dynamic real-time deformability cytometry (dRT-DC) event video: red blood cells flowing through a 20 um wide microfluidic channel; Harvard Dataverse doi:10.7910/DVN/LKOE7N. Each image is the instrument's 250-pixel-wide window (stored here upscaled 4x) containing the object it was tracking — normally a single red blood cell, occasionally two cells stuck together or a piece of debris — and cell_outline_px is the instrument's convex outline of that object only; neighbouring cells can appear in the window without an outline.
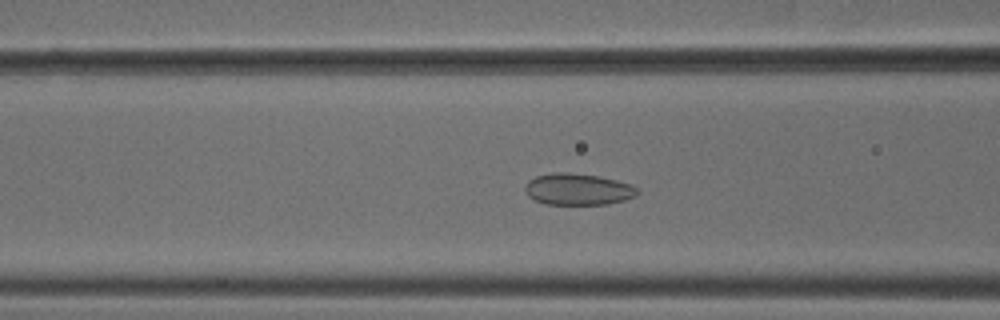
{"species": "common noctule bat (a hibernating species)", "species_latin": "Nyctalus noctula", "temperature_condition": "cold", "stored_images_in_passage": 45, "camera_frame_rate_fps": 3000, "um_per_image_px": 0.085, "animal": {"sex": "male", "body_mass_g": 18.8}, "frame": {"image": 1, "passage_image": 13, "time_ms": 4.0, "image_size_px": [1000, 320], "cell_outline_px": [[640, 192], [636, 196], [624, 200], [608, 204], [544, 204], [528, 196], [524, 192], [524, 188], [528, 180], [536, 176], [552, 172], [568, 172], [600, 176], [632, 184]], "centroid_in_image_um": [49.12, 16.08], "position_along_channel_um": 117.5, "area_um2": 20.87}}
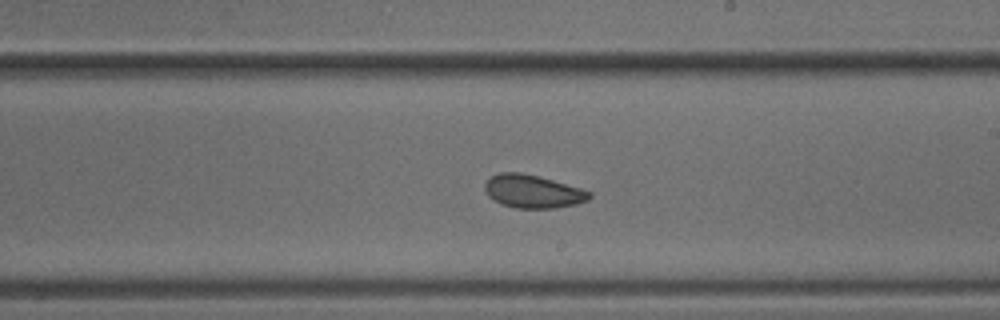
{"frame": {"image": 2, "passage_image": 23, "time_ms": 7.333, "image_size_px": [1000, 320], "cell_outline_px": [[592, 196], [588, 200], [576, 204], [552, 208], [516, 208], [500, 204], [492, 200], [488, 196], [484, 188], [484, 184], [492, 176], [500, 172], [520, 172], [540, 176], [580, 188], [592, 192]], "centroid_in_image_um": [45.27, 16.27], "position_along_channel_um": 243.7, "area_um2": 20.29}}
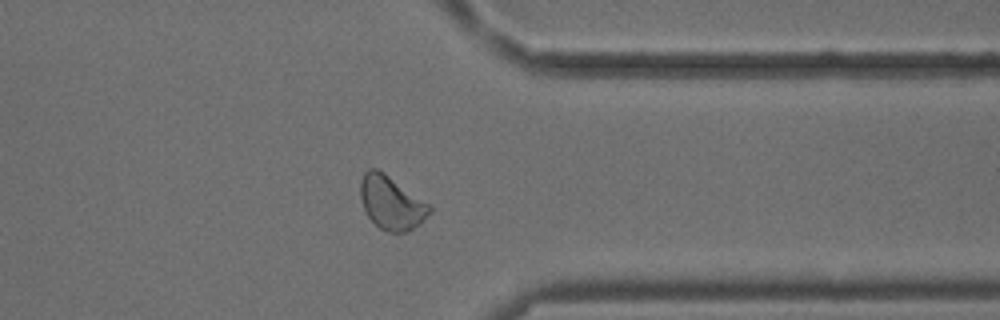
{"frame": {"image": 3, "passage_image": 34, "time_ms": 11.0, "image_size_px": [1000, 320], "cell_outline_px": [[432, 212], [420, 224], [408, 232], [388, 232], [380, 228], [368, 216], [364, 208], [360, 196], [360, 180], [364, 172], [368, 168], [376, 168], [384, 172], [428, 204], [432, 208]], "centroid_in_image_um": [33.25, 17.23], "position_along_channel_um": 378.1, "area_um2": 21.44}, "authors_computed_cell_mechanics": {"area_um2": 20.8658, "velocity_mm_per_s": 3.7813, "shape_relaxation_time_tau1_ms": 9.0189, "shape_relaxation_time_tau2_ms": 1.532, "deformation_change_tau1": 0.0839, "deformation_change_tau2": 0.0546}}